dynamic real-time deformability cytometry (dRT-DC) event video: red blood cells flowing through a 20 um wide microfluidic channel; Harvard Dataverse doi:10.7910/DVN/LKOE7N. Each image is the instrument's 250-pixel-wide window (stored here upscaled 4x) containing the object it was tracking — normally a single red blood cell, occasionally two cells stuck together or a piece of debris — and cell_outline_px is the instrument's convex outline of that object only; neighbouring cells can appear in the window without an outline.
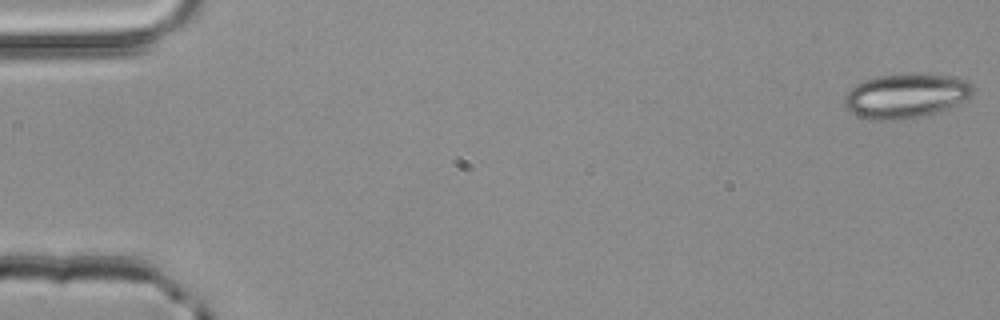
{"species": "common noctule bat (a hibernating species)", "species_latin": "Nyctalus noctula", "temperature_condition": "room temperature", "stored_images_in_passage": 16, "camera_frame_rate_fps": 3000, "um_per_image_px": 0.085, "animal": {"sex": "male", "body_mass_g": 20.4}, "frame": {"image": 1, "passage_image": 1, "time_ms": 0.0, "image_size_px": [1000, 320], "cell_outline_px": [[976, 88], [972, 96], [956, 108], [924, 116], [904, 120], [868, 120], [852, 112], [844, 104], [844, 96], [856, 84], [864, 80], [880, 76], [900, 72], [916, 72], [948, 76], [964, 80], [972, 84]], "centroid_in_image_um": [77.08, 8.15], "position_along_channel_um": 7.9, "area_um2": 34.33}}